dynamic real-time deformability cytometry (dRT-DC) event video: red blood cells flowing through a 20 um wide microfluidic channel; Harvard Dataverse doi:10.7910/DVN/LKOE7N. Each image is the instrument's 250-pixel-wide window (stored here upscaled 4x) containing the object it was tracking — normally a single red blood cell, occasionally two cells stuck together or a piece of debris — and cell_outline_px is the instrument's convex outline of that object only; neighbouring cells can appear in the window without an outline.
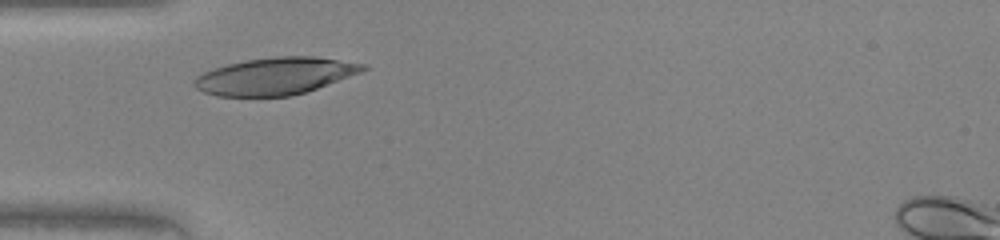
{"species": "human", "species_latin": "Homo sapiens", "temperature_condition": "warm", "stored_images_in_passage": 28, "camera_frame_rate_fps": 3000, "um_per_image_px": 0.085, "donor": {"sex": "female"}, "frame": {"image": 1, "passage_image": 5, "time_ms": 1.333, "image_size_px": [1000, 240], "cell_outline_px": [[368, 68], [360, 72], [316, 88], [304, 92], [288, 96], [216, 96], [204, 92], [196, 88], [192, 84], [196, 76], [204, 72], [228, 64], [244, 60], [276, 56], [316, 56], [364, 64]], "centroid_in_image_um": [23.35, 6.46], "position_along_channel_um": 61.7, "area_um2": 36.07}}
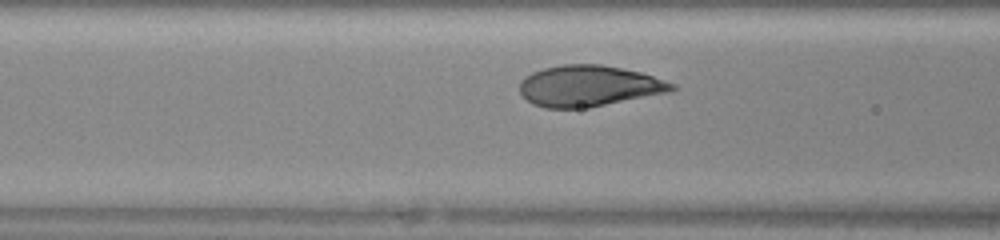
{"frame": {"image": 2, "passage_image": 9, "time_ms": 2.667, "image_size_px": [1000, 240], "cell_outline_px": [[676, 88], [672, 92], [588, 108], [544, 108], [532, 104], [520, 92], [520, 80], [524, 76], [532, 72], [544, 68], [564, 64], [600, 64], [640, 72], [676, 84]], "centroid_in_image_um": [50.06, 7.31], "position_along_channel_um": 116.5, "area_um2": 36.59}}